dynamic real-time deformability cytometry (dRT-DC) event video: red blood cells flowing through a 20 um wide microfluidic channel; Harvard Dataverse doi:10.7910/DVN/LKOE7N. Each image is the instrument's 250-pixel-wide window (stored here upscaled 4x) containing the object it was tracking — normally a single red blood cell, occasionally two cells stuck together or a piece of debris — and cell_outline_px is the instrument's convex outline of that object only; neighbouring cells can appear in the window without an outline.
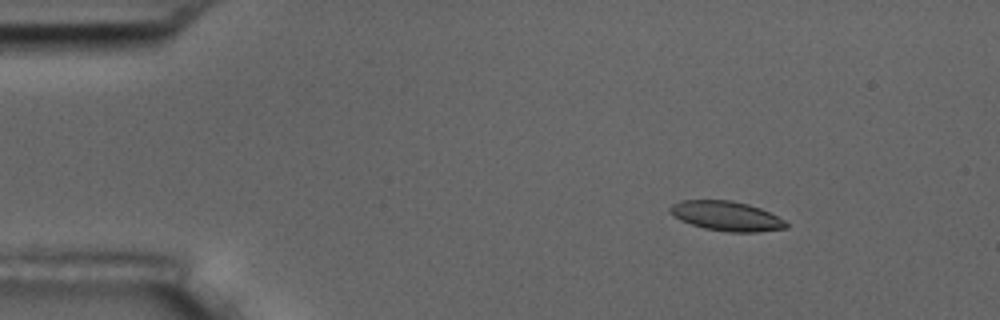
{"species": "common noctule bat (a hibernating species)", "species_latin": "Nyctalus noctula", "temperature_condition": "room temperature", "stored_images_in_passage": 56, "camera_frame_rate_fps": 3000, "um_per_image_px": 0.085, "animal": {"sex": "male", "body_mass_g": 17.5, "forearm_length_mm": 52.3}, "frame": {"image": 1, "passage_image": 8, "time_ms": 2.333, "image_size_px": [1000, 320], "cell_outline_px": [[788, 228], [756, 232], [728, 232], [704, 228], [680, 220], [668, 212], [668, 208], [672, 204], [680, 200], [732, 200], [748, 204], [760, 208], [784, 220], [788, 224]], "centroid_in_image_um": [61.72, 18.36], "position_along_channel_um": 23.3, "area_um2": 20.06}}
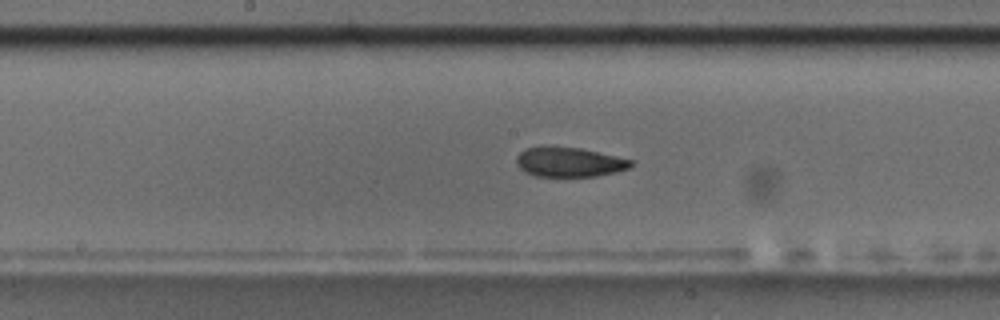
{"frame": {"image": 2, "passage_image": 29, "time_ms": 9.333, "image_size_px": [1000, 320], "cell_outline_px": [[636, 160], [628, 168], [616, 172], [596, 176], [536, 176], [524, 172], [516, 164], [516, 156], [520, 152], [528, 148], [544, 144], [580, 148]], "centroid_in_image_um": [48.36, 13.75], "position_along_channel_um": 199.8, "area_um2": 20.17}}
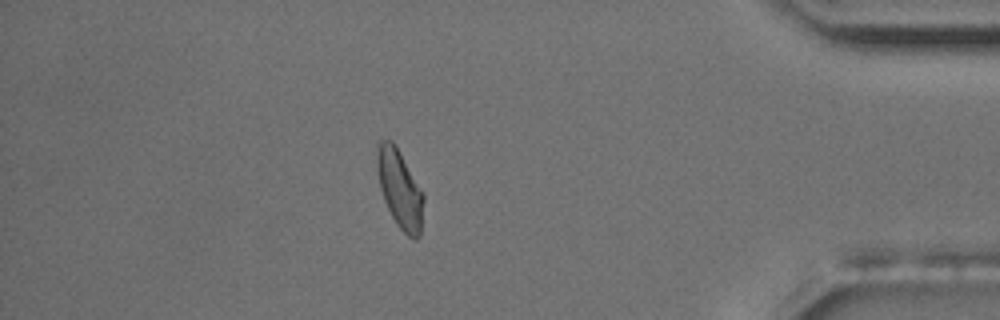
{"frame": {"image": 3, "passage_image": 49, "time_ms": 16.0, "image_size_px": [1000, 320], "cell_outline_px": [[424, 200], [420, 236], [416, 240], [408, 236], [396, 224], [384, 200], [380, 188], [376, 168], [376, 140], [380, 136], [392, 140], [424, 192]], "centroid_in_image_um": [33.95, 15.99], "position_along_channel_um": 401.2, "area_um2": 21.68}, "authors_computed_cell_mechanics": {"area_um2": 20.4323, "velocity_mm_per_s": 3.6106, "shape_relaxation_time_tau1_ms": null, "shape_relaxation_time_tau2_ms": 2.6646, "deformation_change_tau1": null, "deformation_change_tau2": 0.0714}}